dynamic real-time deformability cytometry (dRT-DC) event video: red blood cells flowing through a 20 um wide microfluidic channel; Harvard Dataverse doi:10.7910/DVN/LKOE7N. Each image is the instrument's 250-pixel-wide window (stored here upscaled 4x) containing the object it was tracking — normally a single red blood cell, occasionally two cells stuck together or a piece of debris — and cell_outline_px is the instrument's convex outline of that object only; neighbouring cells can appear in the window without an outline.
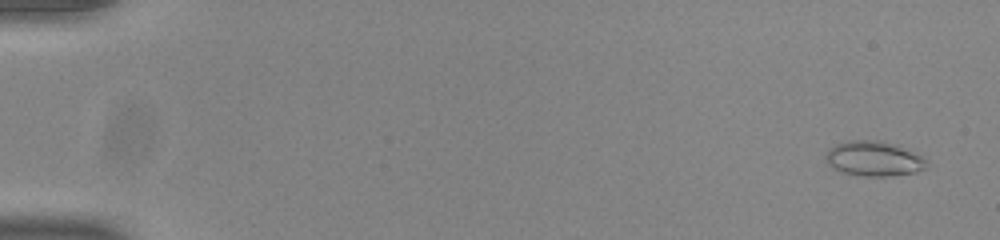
{"species": "common noctule bat (a hibernating species)", "species_latin": "Nyctalus noctula", "temperature_condition": "room temperature", "stored_images_in_passage": 53, "camera_frame_rate_fps": 3000, "um_per_image_px": 0.085, "animal": {"sex": "male", "body_mass_g": 20.0, "forearm_length_mm": 53.3}, "frame": {"image": 1, "passage_image": 2, "time_ms": 0.333, "image_size_px": [1000, 240], "cell_outline_px": [[924, 168], [916, 172], [892, 176], [864, 176], [844, 172], [832, 168], [828, 164], [824, 156], [828, 148], [836, 144], [848, 140], [884, 140], [900, 144], [920, 156], [924, 160]], "centroid_in_image_um": [74.23, 13.46], "position_along_channel_um": 10.8, "area_um2": 20.69}}
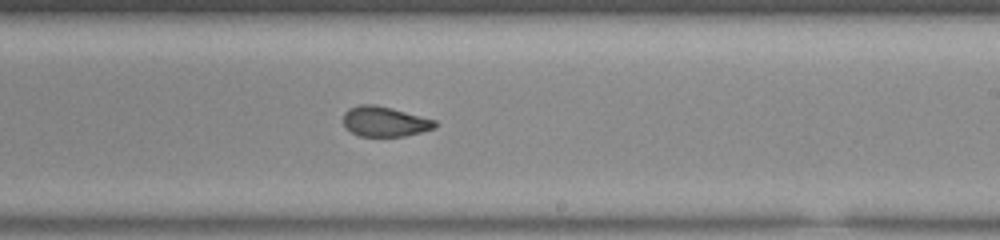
{"frame": {"image": 2, "passage_image": 33, "time_ms": 10.667, "image_size_px": [1000, 240], "cell_outline_px": [[436, 128], [404, 136], [360, 136], [344, 128], [344, 112], [348, 108], [360, 104], [376, 104], [392, 108], [436, 120]], "centroid_in_image_um": [32.68, 10.32], "position_along_channel_um": 256.3, "area_um2": 16.13}}
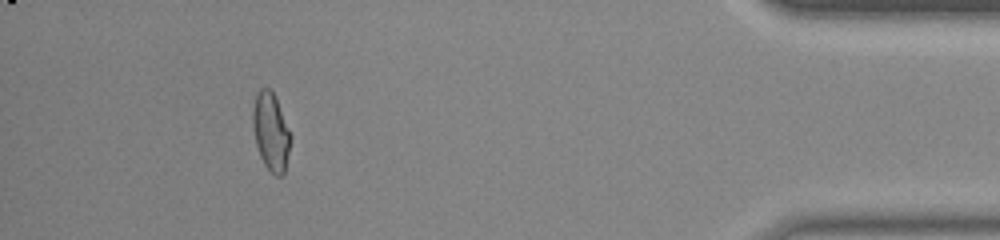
{"frame": {"image": 3, "passage_image": 49, "time_ms": 16.0, "image_size_px": [1000, 240], "cell_outline_px": [[292, 136], [284, 172], [280, 176], [276, 176], [264, 164], [260, 156], [256, 144], [252, 128], [252, 112], [256, 92], [260, 88], [272, 88], [276, 96]], "centroid_in_image_um": [23.02, 11.13], "position_along_channel_um": 412.2, "area_um2": 17.4}, "authors_computed_cell_mechanics": {"area_um2": 17.3978, "velocity_mm_per_s": 3.8938, "shape_relaxation_time_tau1_ms": null, "shape_relaxation_time_tau2_ms": 1.5646, "deformation_change_tau1": null, "deformation_change_tau2": 0.0677}}